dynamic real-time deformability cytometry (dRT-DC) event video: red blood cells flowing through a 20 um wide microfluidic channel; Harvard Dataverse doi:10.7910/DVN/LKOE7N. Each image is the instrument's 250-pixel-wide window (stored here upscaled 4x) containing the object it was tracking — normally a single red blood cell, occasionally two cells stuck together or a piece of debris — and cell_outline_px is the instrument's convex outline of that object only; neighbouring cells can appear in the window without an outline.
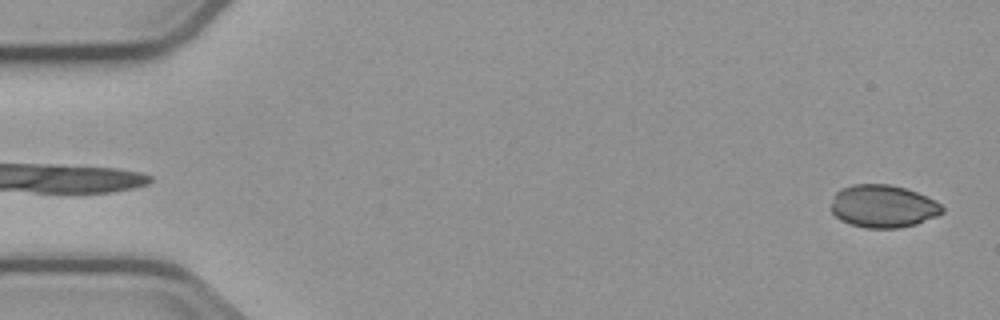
{"species": "common noctule bat (a hibernating species)", "species_latin": "Nyctalus noctula", "temperature_condition": "cold", "stored_images_in_passage": 5, "camera_frame_rate_fps": 3000, "um_per_image_px": 0.085, "animal": {"sex": "male", "body_mass_g": 23.1, "forearm_length_mm": 52.7}, "frame": {"image": 1, "passage_image": 5, "time_ms": 4.667, "image_size_px": [1000, 320], "cell_outline_px": [[944, 212], [936, 216], [916, 224], [900, 228], [864, 228], [848, 224], [840, 220], [828, 208], [836, 192], [840, 188], [852, 184], [888, 184], [904, 188], [916, 192], [936, 200], [944, 208]], "centroid_in_image_um": [75.02, 17.54], "position_along_channel_um": 10.0, "area_um2": 27.98}}